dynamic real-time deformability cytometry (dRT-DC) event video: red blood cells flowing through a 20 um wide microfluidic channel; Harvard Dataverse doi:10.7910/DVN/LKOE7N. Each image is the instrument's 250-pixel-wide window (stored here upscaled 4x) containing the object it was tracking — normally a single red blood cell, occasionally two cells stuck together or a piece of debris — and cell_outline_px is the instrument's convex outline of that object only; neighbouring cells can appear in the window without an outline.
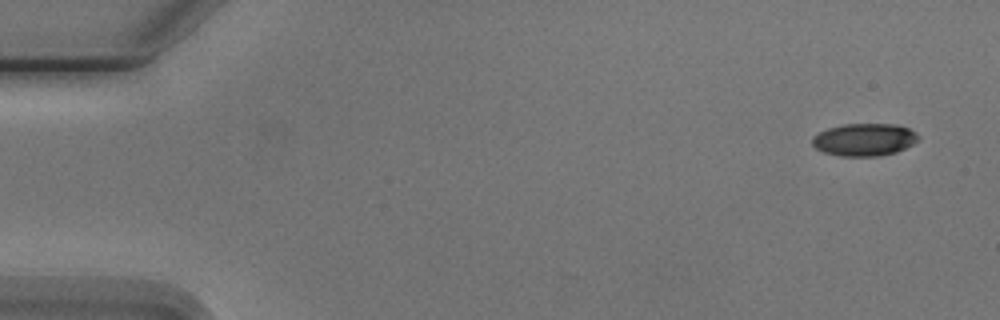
{"species": "Egyptian fruit bat (a non-hibernating species)", "species_latin": "Rousettus aegyptiacus", "temperature_condition": "cold", "stored_images_in_passage": 4, "camera_frame_rate_fps": 3000, "um_per_image_px": 0.085, "animal": {"sex": "male"}, "frame": {"image": 1, "passage_image": 1, "time_ms": 0.0, "image_size_px": [1000, 320], "cell_outline_px": [[920, 140], [896, 152], [880, 156], [840, 156], [824, 152], [816, 148], [812, 144], [812, 136], [828, 128], [844, 124], [896, 124], [908, 128], [916, 132], [920, 136]], "centroid_in_image_um": [73.49, 11.87], "position_along_channel_um": 11.5, "area_um2": 20.17}}
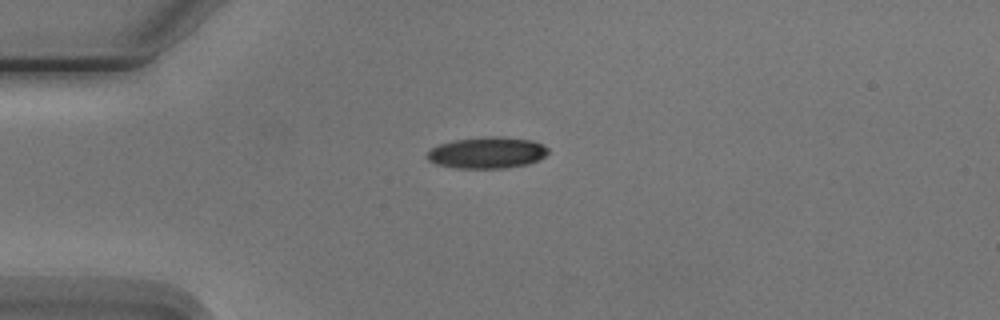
{"frame": {"image": 2, "passage_image": 4, "time_ms": 3.667, "image_size_px": [1000, 320], "cell_outline_px": [[548, 152], [540, 160], [528, 164], [504, 168], [456, 168], [436, 164], [428, 160], [424, 156], [432, 148], [440, 144], [456, 140], [488, 136], [496, 136], [532, 140], [548, 148]], "centroid_in_image_um": [41.39, 12.99], "position_along_channel_um": 43.6, "area_um2": 22.08}}